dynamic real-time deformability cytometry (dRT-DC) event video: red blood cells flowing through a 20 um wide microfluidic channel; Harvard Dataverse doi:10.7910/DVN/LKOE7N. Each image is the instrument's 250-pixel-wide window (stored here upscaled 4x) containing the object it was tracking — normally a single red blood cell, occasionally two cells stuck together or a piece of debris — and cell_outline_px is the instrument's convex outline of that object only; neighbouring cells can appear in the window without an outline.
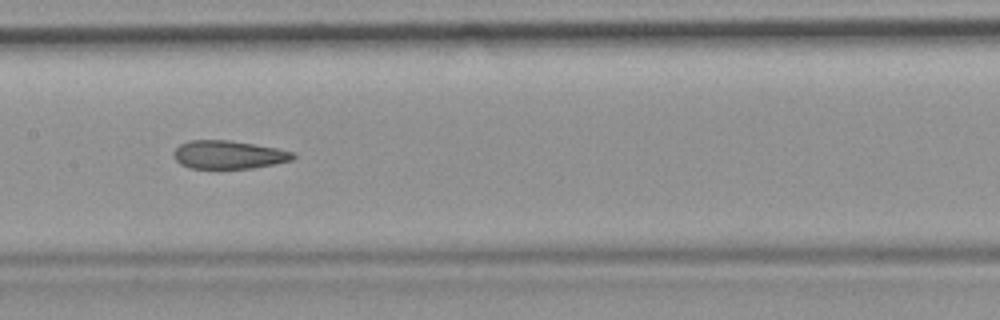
{"species": "common noctule bat (a hibernating species)", "species_latin": "Nyctalus noctula", "temperature_condition": "room temperature", "stored_images_in_passage": 44, "camera_frame_rate_fps": 3000, "um_per_image_px": 0.085, "animal": {"sex": "female", "body_mass_g": 19.9}, "frame": {"image": 1, "passage_image": 19, "time_ms": 6.0, "image_size_px": [1000, 320], "cell_outline_px": [[296, 156], [292, 160], [252, 168], [188, 168], [180, 164], [172, 156], [172, 152], [180, 144], [188, 140], [232, 140], [276, 148], [292, 152]], "centroid_in_image_um": [19.37, 13.14], "position_along_channel_um": 188.0, "area_um2": 19.65}, "authors_computed_cell_mechanics": {"area_um2": 21.0392, "velocity_mm_per_s": 3.98, "shape_relaxation_time_tau1_ms": null, "shape_relaxation_time_tau2_ms": 3.0019, "deformation_change_tau1": null, "deformation_change_tau2": 0.1044}}